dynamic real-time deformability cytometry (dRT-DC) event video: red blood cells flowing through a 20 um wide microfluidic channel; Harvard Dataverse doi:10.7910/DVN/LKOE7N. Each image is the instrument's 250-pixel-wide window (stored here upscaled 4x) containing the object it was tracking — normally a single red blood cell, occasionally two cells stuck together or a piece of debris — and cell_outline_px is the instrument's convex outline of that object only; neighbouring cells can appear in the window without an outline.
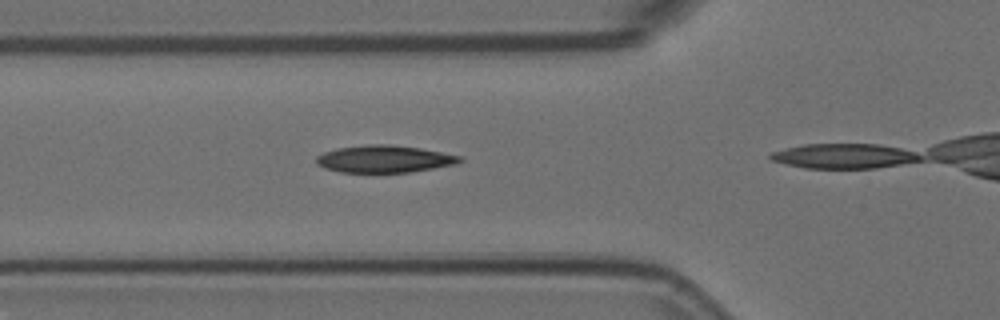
{"species": "Egyptian fruit bat (a non-hibernating species)", "species_latin": "Rousettus aegyptiacus", "temperature_condition": "room temperature", "stored_images_in_passage": 17, "camera_frame_rate_fps": 3000, "um_per_image_px": 0.085, "animal": {"sex": "female"}, "frame": {"image": 1, "passage_image": 13, "time_ms": 4.0, "image_size_px": [1000, 320], "cell_outline_px": [[464, 160], [456, 164], [408, 172], [340, 172], [324, 168], [316, 164], [316, 156], [324, 152], [336, 148], [368, 144], [388, 144], [420, 148], [464, 156]], "centroid_in_image_um": [32.67, 13.5], "position_along_channel_um": 93.1, "area_um2": 22.83}}
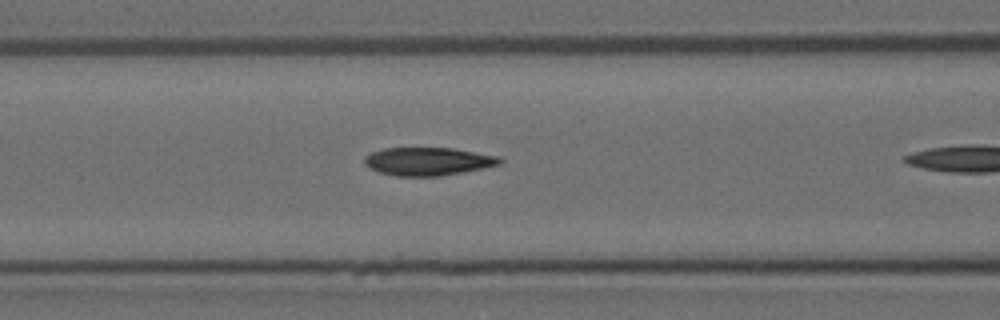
{"frame": {"image": 2, "passage_image": 16, "time_ms": 5.0, "image_size_px": [1000, 320], "cell_outline_px": [[504, 160], [500, 164], [484, 168], [440, 176], [396, 176], [380, 172], [364, 164], [364, 160], [372, 152], [384, 148], [452, 148], [496, 156]], "centroid_in_image_um": [36.39, 13.72], "position_along_channel_um": 130.2, "area_um2": 21.85}}